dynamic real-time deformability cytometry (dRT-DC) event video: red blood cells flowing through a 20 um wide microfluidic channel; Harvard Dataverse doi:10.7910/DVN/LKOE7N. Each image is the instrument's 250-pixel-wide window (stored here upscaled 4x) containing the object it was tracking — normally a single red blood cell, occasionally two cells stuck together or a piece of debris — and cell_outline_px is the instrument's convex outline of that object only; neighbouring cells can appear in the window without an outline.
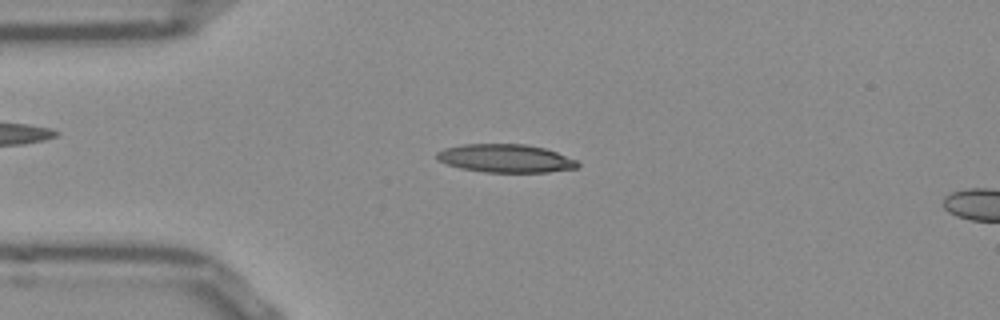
{"species": "Egyptian fruit bat (a non-hibernating species)", "species_latin": "Rousettus aegyptiacus", "temperature_condition": "room temperature", "stored_images_in_passage": 4, "camera_frame_rate_fps": 3000, "um_per_image_px": 0.085, "frame": {"image": 1, "passage_image": 1, "time_ms": 0.0, "image_size_px": [1000, 320], "cell_outline_px": [[580, 164], [576, 168], [548, 172], [484, 172], [460, 168], [448, 164], [440, 160], [436, 156], [436, 152], [444, 148], [464, 144], [524, 144], [544, 148], [556, 152], [576, 160]], "centroid_in_image_um": [42.97, 13.46], "position_along_channel_um": 42.0, "area_um2": 23.0}}